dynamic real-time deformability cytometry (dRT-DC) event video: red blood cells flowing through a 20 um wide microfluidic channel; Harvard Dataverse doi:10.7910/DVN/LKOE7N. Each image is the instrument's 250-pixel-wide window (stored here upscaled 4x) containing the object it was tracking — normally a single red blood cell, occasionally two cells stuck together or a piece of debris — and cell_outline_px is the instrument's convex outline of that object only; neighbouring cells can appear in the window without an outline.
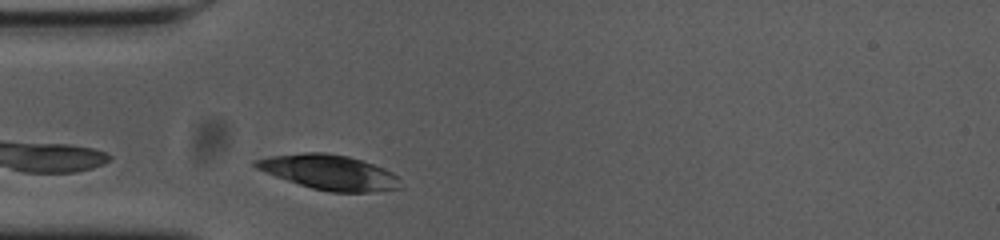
{"species": "common noctule bat (a hibernating species)", "species_latin": "Nyctalus noctula", "temperature_condition": "cold", "stored_images_in_passage": 25, "camera_frame_rate_fps": 3000, "um_per_image_px": 0.085, "animal": {"sex": "female", "body_mass_g": 23.0, "forearm_length_mm": 53.4}, "frame": {"image": 1, "passage_image": 1, "time_ms": 0.0, "image_size_px": [1000, 240], "cell_outline_px": [[404, 188], [368, 192], [328, 192], [312, 188], [276, 176], [256, 168], [252, 164], [256, 160], [272, 156], [304, 152], [324, 152], [348, 156], [384, 168], [392, 172], [400, 180]], "centroid_in_image_um": [28.03, 14.65], "position_along_channel_um": 57.0, "area_um2": 29.19}}
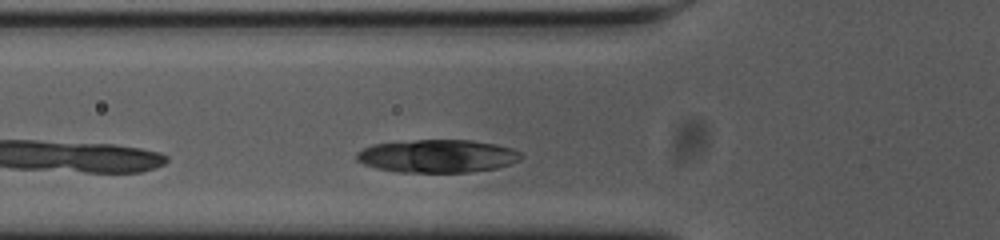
{"frame": {"image": 2, "passage_image": 4, "time_ms": 1.0, "image_size_px": [1000, 240], "cell_outline_px": [[524, 156], [520, 160], [512, 164], [496, 168], [468, 172], [400, 172], [376, 168], [364, 164], [356, 160], [356, 152], [372, 144], [416, 140], [472, 140], [496, 144], [512, 148], [520, 152]], "centroid_in_image_um": [37.21, 13.26], "position_along_channel_um": 88.6, "area_um2": 31.73}}